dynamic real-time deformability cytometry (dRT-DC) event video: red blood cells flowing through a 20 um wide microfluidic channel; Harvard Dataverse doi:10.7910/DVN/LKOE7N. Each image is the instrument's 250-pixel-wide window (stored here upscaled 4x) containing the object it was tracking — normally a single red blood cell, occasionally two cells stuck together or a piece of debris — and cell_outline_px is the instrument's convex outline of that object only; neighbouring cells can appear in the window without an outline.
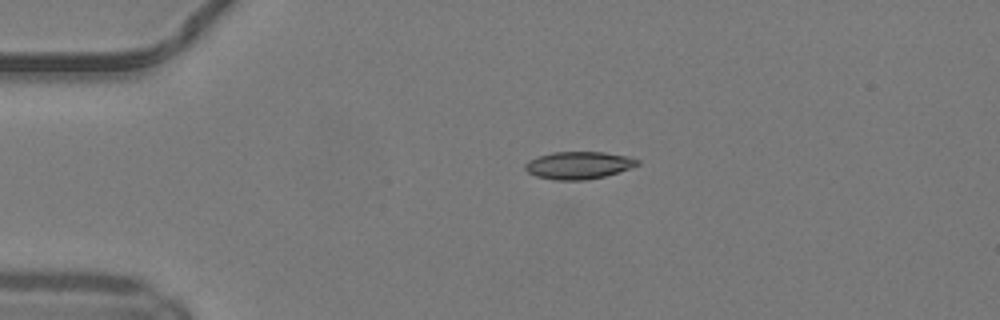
{"species": "common noctule bat (a hibernating species)", "species_latin": "Nyctalus noctula", "temperature_condition": "warm", "stored_images_in_passage": 40, "camera_frame_rate_fps": 3000, "um_per_image_px": 0.085, "animal": {"sex": "male", "body_mass_g": 19.2, "forearm_length_mm": 51.8}, "frame": {"image": 1, "passage_image": 1, "time_ms": 0.0, "image_size_px": [1000, 320], "cell_outline_px": [[640, 164], [632, 168], [604, 176], [588, 180], [552, 180], [536, 176], [528, 172], [524, 168], [524, 164], [528, 160], [536, 156], [552, 152], [604, 152], [628, 156], [640, 160]], "centroid_in_image_um": [49.17, 14.04], "position_along_channel_um": 35.8, "area_um2": 18.21}}
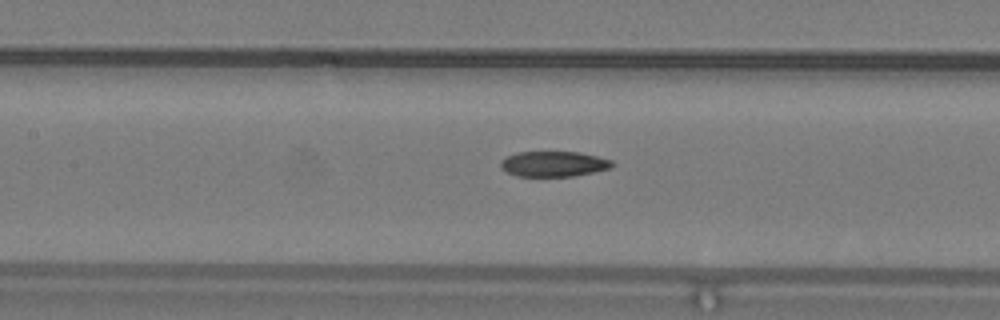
{"frame": {"image": 2, "passage_image": 13, "time_ms": 4.0, "image_size_px": [1000, 320], "cell_outline_px": [[616, 164], [612, 168], [572, 176], [516, 176], [504, 172], [500, 168], [500, 160], [516, 152], [580, 152], [612, 160]], "centroid_in_image_um": [47.04, 13.93], "position_along_channel_um": 160.4, "area_um2": 16.65}}
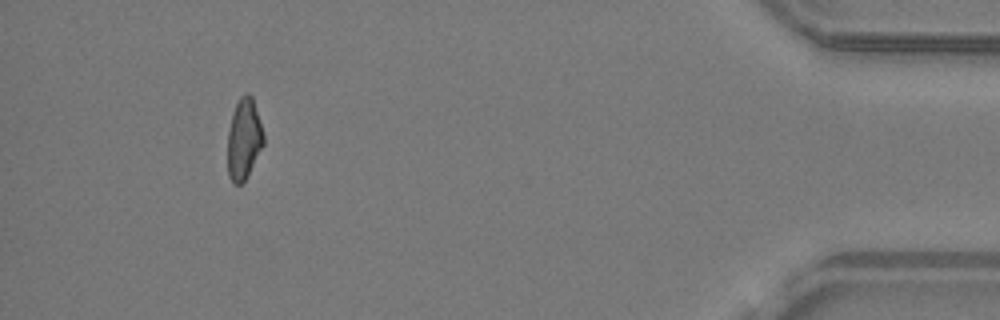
{"frame": {"image": 3, "passage_image": 36, "time_ms": 11.667, "image_size_px": [1000, 320], "cell_outline_px": [[264, 144], [248, 176], [240, 184], [236, 184], [228, 176], [228, 132], [232, 112], [240, 96], [244, 92], [248, 92], [252, 96], [264, 136]], "centroid_in_image_um": [20.73, 11.8], "position_along_channel_um": 414.5, "area_um2": 16.94}, "authors_computed_cell_mechanics": {"area_um2": 17.6868, "velocity_mm_per_s": 4.1641, "shape_relaxation_time_tau1_ms": null, "shape_relaxation_time_tau2_ms": 6.0026, "deformation_change_tau1": null, "deformation_change_tau2": 0.1405}}